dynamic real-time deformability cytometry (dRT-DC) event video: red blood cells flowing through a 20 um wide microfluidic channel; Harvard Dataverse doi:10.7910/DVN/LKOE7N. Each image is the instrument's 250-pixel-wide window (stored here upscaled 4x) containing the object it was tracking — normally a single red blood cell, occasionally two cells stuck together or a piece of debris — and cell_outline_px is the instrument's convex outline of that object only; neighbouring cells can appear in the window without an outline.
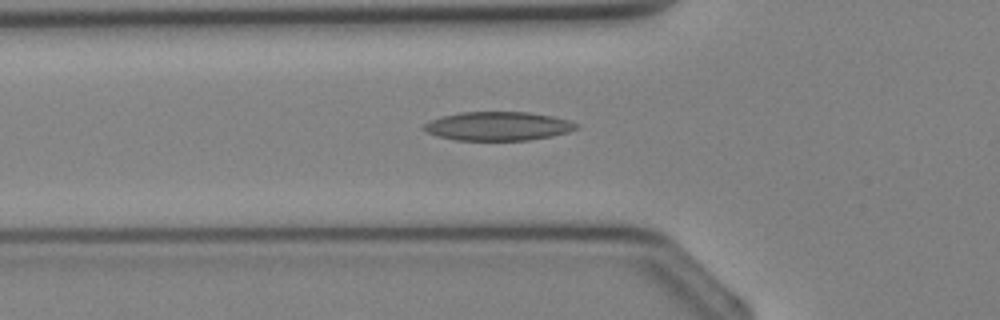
{"species": "Egyptian fruit bat (a non-hibernating species)", "species_latin": "Rousettus aegyptiacus", "temperature_condition": "cold", "stored_images_in_passage": 30, "camera_frame_rate_fps": 3000, "um_per_image_px": 0.085, "animal": {"sex": "female"}, "frame": {"image": 1, "passage_image": 11, "time_ms": 3.333, "image_size_px": [1000, 320], "cell_outline_px": [[580, 128], [568, 132], [552, 136], [528, 140], [456, 140], [436, 136], [424, 132], [420, 128], [424, 124], [440, 116], [460, 112], [528, 112], [552, 116], [568, 120], [580, 124]], "centroid_in_image_um": [42.31, 10.72], "position_along_channel_um": 83.5, "area_um2": 25.84}}
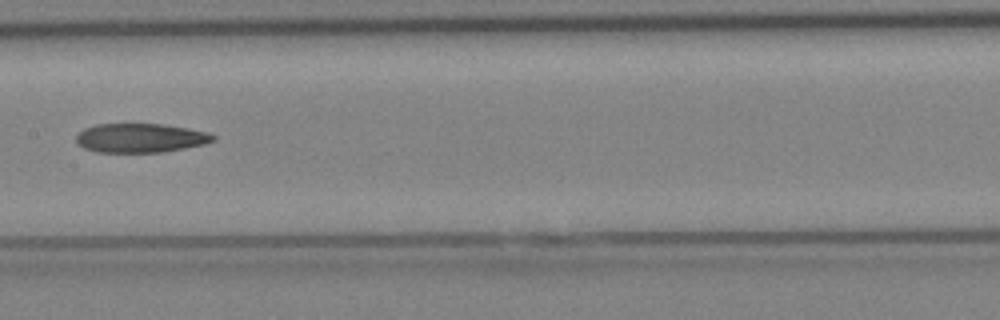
{"frame": {"image": 2, "passage_image": 17, "time_ms": 5.333, "image_size_px": [1000, 320], "cell_outline_px": [[216, 140], [204, 144], [164, 152], [96, 152], [84, 148], [76, 144], [76, 136], [84, 128], [96, 124], [160, 124], [188, 128], [208, 132], [216, 136]], "centroid_in_image_um": [11.93, 11.73], "position_along_channel_um": 195.5, "area_um2": 23.29}}
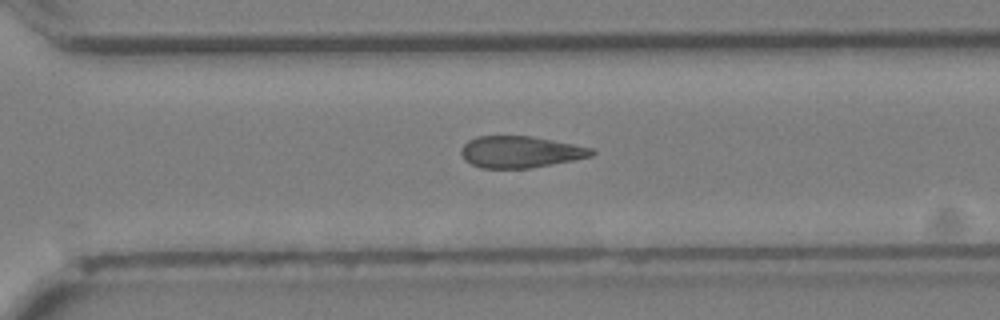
{"frame": {"image": 3, "passage_image": 24, "time_ms": 7.667, "image_size_px": [1000, 320], "cell_outline_px": [[596, 152], [592, 156], [532, 168], [480, 168], [464, 160], [460, 152], [460, 148], [468, 140], [476, 136], [532, 136], [592, 148]], "centroid_in_image_um": [44.19, 12.91], "position_along_channel_um": 326.4, "area_um2": 24.04}}